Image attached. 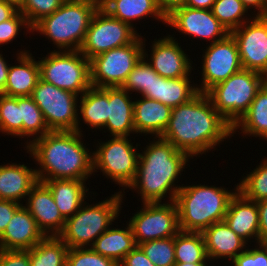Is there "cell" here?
Instances as JSON below:
<instances>
[{
  "instance_id": "24",
  "label": "cell",
  "mask_w": 267,
  "mask_h": 266,
  "mask_svg": "<svg viewBox=\"0 0 267 266\" xmlns=\"http://www.w3.org/2000/svg\"><path fill=\"white\" fill-rule=\"evenodd\" d=\"M45 236L39 230L35 219L22 204L0 236L1 250H29Z\"/></svg>"
},
{
  "instance_id": "27",
  "label": "cell",
  "mask_w": 267,
  "mask_h": 266,
  "mask_svg": "<svg viewBox=\"0 0 267 266\" xmlns=\"http://www.w3.org/2000/svg\"><path fill=\"white\" fill-rule=\"evenodd\" d=\"M107 119L108 87L98 88L91 86L79 97L77 131L86 135L85 131H83L84 129H82L86 125L88 126L85 128L86 130L98 133L97 130L99 131L100 129L101 133Z\"/></svg>"
},
{
  "instance_id": "25",
  "label": "cell",
  "mask_w": 267,
  "mask_h": 266,
  "mask_svg": "<svg viewBox=\"0 0 267 266\" xmlns=\"http://www.w3.org/2000/svg\"><path fill=\"white\" fill-rule=\"evenodd\" d=\"M137 97L133 109L136 136L161 137L169 124L172 108L157 100Z\"/></svg>"
},
{
  "instance_id": "14",
  "label": "cell",
  "mask_w": 267,
  "mask_h": 266,
  "mask_svg": "<svg viewBox=\"0 0 267 266\" xmlns=\"http://www.w3.org/2000/svg\"><path fill=\"white\" fill-rule=\"evenodd\" d=\"M204 46L206 49L201 48L202 51L199 52V54L202 53L200 55L202 67L198 66L194 75L199 72L198 75L201 78L199 77V83H196L197 88L199 92L206 93L215 84L227 80L240 71L242 66L237 42L231 33L222 40Z\"/></svg>"
},
{
  "instance_id": "21",
  "label": "cell",
  "mask_w": 267,
  "mask_h": 266,
  "mask_svg": "<svg viewBox=\"0 0 267 266\" xmlns=\"http://www.w3.org/2000/svg\"><path fill=\"white\" fill-rule=\"evenodd\" d=\"M133 96L121 87H108V119L102 135L136 138Z\"/></svg>"
},
{
  "instance_id": "29",
  "label": "cell",
  "mask_w": 267,
  "mask_h": 266,
  "mask_svg": "<svg viewBox=\"0 0 267 266\" xmlns=\"http://www.w3.org/2000/svg\"><path fill=\"white\" fill-rule=\"evenodd\" d=\"M43 183L50 189L55 203L65 219L73 216L93 195L89 191L90 184L86 180L53 179L45 180Z\"/></svg>"
},
{
  "instance_id": "28",
  "label": "cell",
  "mask_w": 267,
  "mask_h": 266,
  "mask_svg": "<svg viewBox=\"0 0 267 266\" xmlns=\"http://www.w3.org/2000/svg\"><path fill=\"white\" fill-rule=\"evenodd\" d=\"M194 77L164 78L153 70V83L146 98L157 100L171 108L184 104L199 91ZM193 79V80H192Z\"/></svg>"
},
{
  "instance_id": "58",
  "label": "cell",
  "mask_w": 267,
  "mask_h": 266,
  "mask_svg": "<svg viewBox=\"0 0 267 266\" xmlns=\"http://www.w3.org/2000/svg\"><path fill=\"white\" fill-rule=\"evenodd\" d=\"M264 85L267 87V73L264 75Z\"/></svg>"
},
{
  "instance_id": "17",
  "label": "cell",
  "mask_w": 267,
  "mask_h": 266,
  "mask_svg": "<svg viewBox=\"0 0 267 266\" xmlns=\"http://www.w3.org/2000/svg\"><path fill=\"white\" fill-rule=\"evenodd\" d=\"M231 34L238 45L242 68L265 75L267 73L266 26L254 16Z\"/></svg>"
},
{
  "instance_id": "34",
  "label": "cell",
  "mask_w": 267,
  "mask_h": 266,
  "mask_svg": "<svg viewBox=\"0 0 267 266\" xmlns=\"http://www.w3.org/2000/svg\"><path fill=\"white\" fill-rule=\"evenodd\" d=\"M20 114L23 120V144L25 145L22 146L25 149L34 139L44 136L50 130L44 120L41 109L31 96L20 97Z\"/></svg>"
},
{
  "instance_id": "9",
  "label": "cell",
  "mask_w": 267,
  "mask_h": 266,
  "mask_svg": "<svg viewBox=\"0 0 267 266\" xmlns=\"http://www.w3.org/2000/svg\"><path fill=\"white\" fill-rule=\"evenodd\" d=\"M38 58L40 79L81 96L91 85L90 60L80 51H47Z\"/></svg>"
},
{
  "instance_id": "43",
  "label": "cell",
  "mask_w": 267,
  "mask_h": 266,
  "mask_svg": "<svg viewBox=\"0 0 267 266\" xmlns=\"http://www.w3.org/2000/svg\"><path fill=\"white\" fill-rule=\"evenodd\" d=\"M230 264L229 266H267V246L260 244L249 245Z\"/></svg>"
},
{
  "instance_id": "8",
  "label": "cell",
  "mask_w": 267,
  "mask_h": 266,
  "mask_svg": "<svg viewBox=\"0 0 267 266\" xmlns=\"http://www.w3.org/2000/svg\"><path fill=\"white\" fill-rule=\"evenodd\" d=\"M263 85L264 75L242 68L206 94L217 112L233 127L248 111Z\"/></svg>"
},
{
  "instance_id": "40",
  "label": "cell",
  "mask_w": 267,
  "mask_h": 266,
  "mask_svg": "<svg viewBox=\"0 0 267 266\" xmlns=\"http://www.w3.org/2000/svg\"><path fill=\"white\" fill-rule=\"evenodd\" d=\"M22 33L23 37L25 34V36L29 34L30 38L32 27L29 25L25 16L18 10L10 19L0 23V49L5 45L8 46V44L15 42V40L17 41Z\"/></svg>"
},
{
  "instance_id": "18",
  "label": "cell",
  "mask_w": 267,
  "mask_h": 266,
  "mask_svg": "<svg viewBox=\"0 0 267 266\" xmlns=\"http://www.w3.org/2000/svg\"><path fill=\"white\" fill-rule=\"evenodd\" d=\"M45 237L58 236L65 224L50 189L39 182L30 190L23 204Z\"/></svg>"
},
{
  "instance_id": "31",
  "label": "cell",
  "mask_w": 267,
  "mask_h": 266,
  "mask_svg": "<svg viewBox=\"0 0 267 266\" xmlns=\"http://www.w3.org/2000/svg\"><path fill=\"white\" fill-rule=\"evenodd\" d=\"M238 132V133H237ZM255 137L267 143V87L265 85L257 92L248 111L232 127V137ZM248 136V137H247Z\"/></svg>"
},
{
  "instance_id": "3",
  "label": "cell",
  "mask_w": 267,
  "mask_h": 266,
  "mask_svg": "<svg viewBox=\"0 0 267 266\" xmlns=\"http://www.w3.org/2000/svg\"><path fill=\"white\" fill-rule=\"evenodd\" d=\"M84 138L86 135L78 131H50L28 144L23 150L37 165L38 181L74 179L89 183L93 177L92 145L90 149Z\"/></svg>"
},
{
  "instance_id": "4",
  "label": "cell",
  "mask_w": 267,
  "mask_h": 266,
  "mask_svg": "<svg viewBox=\"0 0 267 266\" xmlns=\"http://www.w3.org/2000/svg\"><path fill=\"white\" fill-rule=\"evenodd\" d=\"M226 186L208 185L206 181L184 184L175 197L181 231L202 232L214 223L224 221L231 198L238 191L235 183ZM229 189V190H228Z\"/></svg>"
},
{
  "instance_id": "2",
  "label": "cell",
  "mask_w": 267,
  "mask_h": 266,
  "mask_svg": "<svg viewBox=\"0 0 267 266\" xmlns=\"http://www.w3.org/2000/svg\"><path fill=\"white\" fill-rule=\"evenodd\" d=\"M147 138L149 142L143 143L146 146L140 150L135 179L123 195L129 191L135 192L140 203L174 201L183 186L179 184L182 183L180 179H183V171L186 172L194 160L161 137Z\"/></svg>"
},
{
  "instance_id": "44",
  "label": "cell",
  "mask_w": 267,
  "mask_h": 266,
  "mask_svg": "<svg viewBox=\"0 0 267 266\" xmlns=\"http://www.w3.org/2000/svg\"><path fill=\"white\" fill-rule=\"evenodd\" d=\"M0 266H30L29 250H1Z\"/></svg>"
},
{
  "instance_id": "13",
  "label": "cell",
  "mask_w": 267,
  "mask_h": 266,
  "mask_svg": "<svg viewBox=\"0 0 267 266\" xmlns=\"http://www.w3.org/2000/svg\"><path fill=\"white\" fill-rule=\"evenodd\" d=\"M134 211L127 222L137 246L146 241L175 237L180 231L175 201L141 203Z\"/></svg>"
},
{
  "instance_id": "5",
  "label": "cell",
  "mask_w": 267,
  "mask_h": 266,
  "mask_svg": "<svg viewBox=\"0 0 267 266\" xmlns=\"http://www.w3.org/2000/svg\"><path fill=\"white\" fill-rule=\"evenodd\" d=\"M92 192L94 198L91 195V200H86L73 216L65 220L58 235L69 249L91 247L101 234L121 218L119 216L124 207L122 205L126 201L123 193L116 191L102 201L91 204L92 199L97 200V192ZM87 201H91L90 204Z\"/></svg>"
},
{
  "instance_id": "38",
  "label": "cell",
  "mask_w": 267,
  "mask_h": 266,
  "mask_svg": "<svg viewBox=\"0 0 267 266\" xmlns=\"http://www.w3.org/2000/svg\"><path fill=\"white\" fill-rule=\"evenodd\" d=\"M155 266H174V237L146 241L138 245Z\"/></svg>"
},
{
  "instance_id": "56",
  "label": "cell",
  "mask_w": 267,
  "mask_h": 266,
  "mask_svg": "<svg viewBox=\"0 0 267 266\" xmlns=\"http://www.w3.org/2000/svg\"><path fill=\"white\" fill-rule=\"evenodd\" d=\"M5 1L13 3L17 8H19L24 0H5Z\"/></svg>"
},
{
  "instance_id": "45",
  "label": "cell",
  "mask_w": 267,
  "mask_h": 266,
  "mask_svg": "<svg viewBox=\"0 0 267 266\" xmlns=\"http://www.w3.org/2000/svg\"><path fill=\"white\" fill-rule=\"evenodd\" d=\"M21 206V204L0 199V236L11 221L15 211Z\"/></svg>"
},
{
  "instance_id": "57",
  "label": "cell",
  "mask_w": 267,
  "mask_h": 266,
  "mask_svg": "<svg viewBox=\"0 0 267 266\" xmlns=\"http://www.w3.org/2000/svg\"><path fill=\"white\" fill-rule=\"evenodd\" d=\"M265 26H266V32H267V18L265 17H257Z\"/></svg>"
},
{
  "instance_id": "47",
  "label": "cell",
  "mask_w": 267,
  "mask_h": 266,
  "mask_svg": "<svg viewBox=\"0 0 267 266\" xmlns=\"http://www.w3.org/2000/svg\"><path fill=\"white\" fill-rule=\"evenodd\" d=\"M259 211V244L267 246V200L256 202Z\"/></svg>"
},
{
  "instance_id": "35",
  "label": "cell",
  "mask_w": 267,
  "mask_h": 266,
  "mask_svg": "<svg viewBox=\"0 0 267 266\" xmlns=\"http://www.w3.org/2000/svg\"><path fill=\"white\" fill-rule=\"evenodd\" d=\"M256 167L252 169L251 166L239 180H237L238 191L248 200L262 201L267 200V157L263 156Z\"/></svg>"
},
{
  "instance_id": "37",
  "label": "cell",
  "mask_w": 267,
  "mask_h": 266,
  "mask_svg": "<svg viewBox=\"0 0 267 266\" xmlns=\"http://www.w3.org/2000/svg\"><path fill=\"white\" fill-rule=\"evenodd\" d=\"M0 133L3 136L23 139V120L20 114V97L0 94Z\"/></svg>"
},
{
  "instance_id": "6",
  "label": "cell",
  "mask_w": 267,
  "mask_h": 266,
  "mask_svg": "<svg viewBox=\"0 0 267 266\" xmlns=\"http://www.w3.org/2000/svg\"><path fill=\"white\" fill-rule=\"evenodd\" d=\"M98 8L87 1L65 0L54 13L32 27V36L42 35L50 44L52 42L54 51H79Z\"/></svg>"
},
{
  "instance_id": "53",
  "label": "cell",
  "mask_w": 267,
  "mask_h": 266,
  "mask_svg": "<svg viewBox=\"0 0 267 266\" xmlns=\"http://www.w3.org/2000/svg\"><path fill=\"white\" fill-rule=\"evenodd\" d=\"M255 17L267 18V0H262V9Z\"/></svg>"
},
{
  "instance_id": "42",
  "label": "cell",
  "mask_w": 267,
  "mask_h": 266,
  "mask_svg": "<svg viewBox=\"0 0 267 266\" xmlns=\"http://www.w3.org/2000/svg\"><path fill=\"white\" fill-rule=\"evenodd\" d=\"M66 266H118L111 258L102 256L92 248L68 249Z\"/></svg>"
},
{
  "instance_id": "7",
  "label": "cell",
  "mask_w": 267,
  "mask_h": 266,
  "mask_svg": "<svg viewBox=\"0 0 267 266\" xmlns=\"http://www.w3.org/2000/svg\"><path fill=\"white\" fill-rule=\"evenodd\" d=\"M133 137L108 136L106 140L96 139L92 150L93 175L100 172L104 179L118 185L117 191L123 193L134 181L139 156L140 142H132ZM135 145H134V144ZM139 147V149H138ZM110 179V180H109ZM122 187L120 189V187Z\"/></svg>"
},
{
  "instance_id": "16",
  "label": "cell",
  "mask_w": 267,
  "mask_h": 266,
  "mask_svg": "<svg viewBox=\"0 0 267 266\" xmlns=\"http://www.w3.org/2000/svg\"><path fill=\"white\" fill-rule=\"evenodd\" d=\"M174 29L184 35L181 37H188L189 39H197L196 42L205 44H212L216 41L224 39L229 32L218 21L209 9H196L188 6H180L173 9L166 16V25L164 27ZM199 39V40H198ZM209 43H208V41ZM204 42H207L204 44Z\"/></svg>"
},
{
  "instance_id": "32",
  "label": "cell",
  "mask_w": 267,
  "mask_h": 266,
  "mask_svg": "<svg viewBox=\"0 0 267 266\" xmlns=\"http://www.w3.org/2000/svg\"><path fill=\"white\" fill-rule=\"evenodd\" d=\"M176 263L213 264L201 232L179 231L174 237Z\"/></svg>"
},
{
  "instance_id": "52",
  "label": "cell",
  "mask_w": 267,
  "mask_h": 266,
  "mask_svg": "<svg viewBox=\"0 0 267 266\" xmlns=\"http://www.w3.org/2000/svg\"><path fill=\"white\" fill-rule=\"evenodd\" d=\"M250 14L256 16L262 9V0H241Z\"/></svg>"
},
{
  "instance_id": "33",
  "label": "cell",
  "mask_w": 267,
  "mask_h": 266,
  "mask_svg": "<svg viewBox=\"0 0 267 266\" xmlns=\"http://www.w3.org/2000/svg\"><path fill=\"white\" fill-rule=\"evenodd\" d=\"M68 249L58 236L44 237L29 249L30 266H66Z\"/></svg>"
},
{
  "instance_id": "30",
  "label": "cell",
  "mask_w": 267,
  "mask_h": 266,
  "mask_svg": "<svg viewBox=\"0 0 267 266\" xmlns=\"http://www.w3.org/2000/svg\"><path fill=\"white\" fill-rule=\"evenodd\" d=\"M124 221L126 223L123 222V225L126 226L119 227L116 221V227L113 224L90 247L98 254L113 259L117 264L137 246L129 223Z\"/></svg>"
},
{
  "instance_id": "48",
  "label": "cell",
  "mask_w": 267,
  "mask_h": 266,
  "mask_svg": "<svg viewBox=\"0 0 267 266\" xmlns=\"http://www.w3.org/2000/svg\"><path fill=\"white\" fill-rule=\"evenodd\" d=\"M2 50L3 49L0 50V94L4 92V89L7 83V78H8L9 66H10V63L8 62H11L10 60L8 61L6 59V57L8 56L7 55L5 56Z\"/></svg>"
},
{
  "instance_id": "10",
  "label": "cell",
  "mask_w": 267,
  "mask_h": 266,
  "mask_svg": "<svg viewBox=\"0 0 267 266\" xmlns=\"http://www.w3.org/2000/svg\"><path fill=\"white\" fill-rule=\"evenodd\" d=\"M142 57V35L128 45L93 57L90 60L91 85L98 88L121 87Z\"/></svg>"
},
{
  "instance_id": "49",
  "label": "cell",
  "mask_w": 267,
  "mask_h": 266,
  "mask_svg": "<svg viewBox=\"0 0 267 266\" xmlns=\"http://www.w3.org/2000/svg\"><path fill=\"white\" fill-rule=\"evenodd\" d=\"M17 11L18 8L13 3L0 0V23L10 19Z\"/></svg>"
},
{
  "instance_id": "50",
  "label": "cell",
  "mask_w": 267,
  "mask_h": 266,
  "mask_svg": "<svg viewBox=\"0 0 267 266\" xmlns=\"http://www.w3.org/2000/svg\"><path fill=\"white\" fill-rule=\"evenodd\" d=\"M158 6L167 16L173 9L185 6L186 0H156Z\"/></svg>"
},
{
  "instance_id": "20",
  "label": "cell",
  "mask_w": 267,
  "mask_h": 266,
  "mask_svg": "<svg viewBox=\"0 0 267 266\" xmlns=\"http://www.w3.org/2000/svg\"><path fill=\"white\" fill-rule=\"evenodd\" d=\"M12 54L15 57L14 63L9 66L7 83L2 94L11 97L31 96L33 89L40 79V68L36 56L26 47ZM36 57V58H35ZM15 64V65H14Z\"/></svg>"
},
{
  "instance_id": "26",
  "label": "cell",
  "mask_w": 267,
  "mask_h": 266,
  "mask_svg": "<svg viewBox=\"0 0 267 266\" xmlns=\"http://www.w3.org/2000/svg\"><path fill=\"white\" fill-rule=\"evenodd\" d=\"M111 17L129 24L137 32L136 22L151 19L158 24L166 25V15L160 9L156 0H105L102 7ZM135 23V24H134ZM138 29V30H137Z\"/></svg>"
},
{
  "instance_id": "11",
  "label": "cell",
  "mask_w": 267,
  "mask_h": 266,
  "mask_svg": "<svg viewBox=\"0 0 267 266\" xmlns=\"http://www.w3.org/2000/svg\"><path fill=\"white\" fill-rule=\"evenodd\" d=\"M140 32V33H139ZM98 8L93 14L79 51L89 60L113 48L134 42L142 33Z\"/></svg>"
},
{
  "instance_id": "23",
  "label": "cell",
  "mask_w": 267,
  "mask_h": 266,
  "mask_svg": "<svg viewBox=\"0 0 267 266\" xmlns=\"http://www.w3.org/2000/svg\"><path fill=\"white\" fill-rule=\"evenodd\" d=\"M9 162L0 165V199L22 205L38 183L35 165L31 167L28 163Z\"/></svg>"
},
{
  "instance_id": "36",
  "label": "cell",
  "mask_w": 267,
  "mask_h": 266,
  "mask_svg": "<svg viewBox=\"0 0 267 266\" xmlns=\"http://www.w3.org/2000/svg\"><path fill=\"white\" fill-rule=\"evenodd\" d=\"M211 11L229 33L254 17L241 0H216Z\"/></svg>"
},
{
  "instance_id": "55",
  "label": "cell",
  "mask_w": 267,
  "mask_h": 266,
  "mask_svg": "<svg viewBox=\"0 0 267 266\" xmlns=\"http://www.w3.org/2000/svg\"><path fill=\"white\" fill-rule=\"evenodd\" d=\"M174 266H215V264L175 263Z\"/></svg>"
},
{
  "instance_id": "1",
  "label": "cell",
  "mask_w": 267,
  "mask_h": 266,
  "mask_svg": "<svg viewBox=\"0 0 267 266\" xmlns=\"http://www.w3.org/2000/svg\"><path fill=\"white\" fill-rule=\"evenodd\" d=\"M161 138L197 161L210 151L218 153L220 144L231 140L232 126L217 112L207 94L199 92L188 102L172 108Z\"/></svg>"
},
{
  "instance_id": "22",
  "label": "cell",
  "mask_w": 267,
  "mask_h": 266,
  "mask_svg": "<svg viewBox=\"0 0 267 266\" xmlns=\"http://www.w3.org/2000/svg\"><path fill=\"white\" fill-rule=\"evenodd\" d=\"M224 222L249 245L259 244V211L255 201L239 191L231 198Z\"/></svg>"
},
{
  "instance_id": "15",
  "label": "cell",
  "mask_w": 267,
  "mask_h": 266,
  "mask_svg": "<svg viewBox=\"0 0 267 266\" xmlns=\"http://www.w3.org/2000/svg\"><path fill=\"white\" fill-rule=\"evenodd\" d=\"M174 32H172L173 34L169 32L170 34H166V36L164 35L163 37L161 36L158 39L156 36L150 43L144 38L146 35L144 34L143 57L151 65L152 69L164 78L194 77V70H196L195 67L197 64H195V62L193 63L191 55H188L186 52V50H189L187 48L184 50L181 40L178 42V38L174 35L177 32ZM146 43L151 45L148 47Z\"/></svg>"
},
{
  "instance_id": "41",
  "label": "cell",
  "mask_w": 267,
  "mask_h": 266,
  "mask_svg": "<svg viewBox=\"0 0 267 266\" xmlns=\"http://www.w3.org/2000/svg\"><path fill=\"white\" fill-rule=\"evenodd\" d=\"M65 0H24L18 10L33 27L42 18L54 13Z\"/></svg>"
},
{
  "instance_id": "51",
  "label": "cell",
  "mask_w": 267,
  "mask_h": 266,
  "mask_svg": "<svg viewBox=\"0 0 267 266\" xmlns=\"http://www.w3.org/2000/svg\"><path fill=\"white\" fill-rule=\"evenodd\" d=\"M216 0H186L185 6L196 9H209L211 10Z\"/></svg>"
},
{
  "instance_id": "12",
  "label": "cell",
  "mask_w": 267,
  "mask_h": 266,
  "mask_svg": "<svg viewBox=\"0 0 267 266\" xmlns=\"http://www.w3.org/2000/svg\"><path fill=\"white\" fill-rule=\"evenodd\" d=\"M31 97L50 131H77L79 95L39 79Z\"/></svg>"
},
{
  "instance_id": "19",
  "label": "cell",
  "mask_w": 267,
  "mask_h": 266,
  "mask_svg": "<svg viewBox=\"0 0 267 266\" xmlns=\"http://www.w3.org/2000/svg\"><path fill=\"white\" fill-rule=\"evenodd\" d=\"M201 233L208 258L213 264L219 260L222 264L225 262L222 266H228L249 246L224 221L212 224Z\"/></svg>"
},
{
  "instance_id": "46",
  "label": "cell",
  "mask_w": 267,
  "mask_h": 266,
  "mask_svg": "<svg viewBox=\"0 0 267 266\" xmlns=\"http://www.w3.org/2000/svg\"><path fill=\"white\" fill-rule=\"evenodd\" d=\"M118 266H155L141 250L139 246H136L130 253H128L124 259L118 264Z\"/></svg>"
},
{
  "instance_id": "39",
  "label": "cell",
  "mask_w": 267,
  "mask_h": 266,
  "mask_svg": "<svg viewBox=\"0 0 267 266\" xmlns=\"http://www.w3.org/2000/svg\"><path fill=\"white\" fill-rule=\"evenodd\" d=\"M153 83V69L147 60L142 57L138 64L133 68L125 82L121 86L122 89L134 96H143L151 90Z\"/></svg>"
},
{
  "instance_id": "54",
  "label": "cell",
  "mask_w": 267,
  "mask_h": 266,
  "mask_svg": "<svg viewBox=\"0 0 267 266\" xmlns=\"http://www.w3.org/2000/svg\"><path fill=\"white\" fill-rule=\"evenodd\" d=\"M70 1H87L95 4L99 8H102L105 0H70Z\"/></svg>"
}]
</instances>
